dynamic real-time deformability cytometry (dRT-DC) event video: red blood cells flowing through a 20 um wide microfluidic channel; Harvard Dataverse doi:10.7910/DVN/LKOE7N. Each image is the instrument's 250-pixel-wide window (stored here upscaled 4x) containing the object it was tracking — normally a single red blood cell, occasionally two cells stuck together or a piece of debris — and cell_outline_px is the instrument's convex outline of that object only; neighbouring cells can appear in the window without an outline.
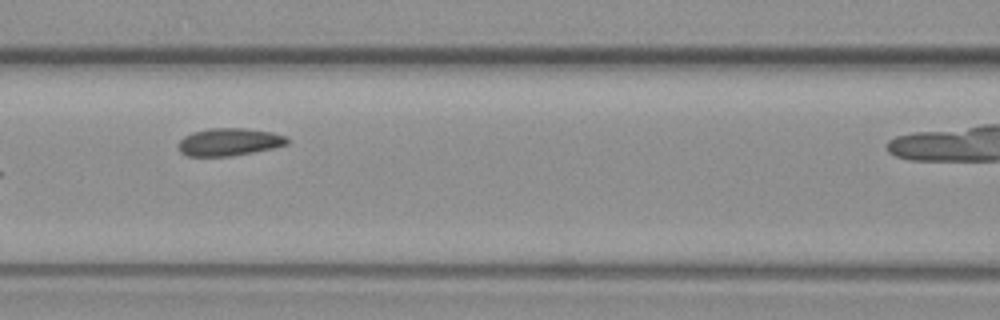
{"species": "common noctule bat (a hibernating species)", "species_latin": "Nyctalus noctula", "temperature_condition": "warm", "stored_images_in_passage": 9, "camera_frame_rate_fps": 3000, "um_per_image_px": 0.085, "animal": {"sex": "female", "body_mass_g": 19.3, "forearm_length_mm": 54.1}, "frame": {"image": 1, "passage_image": 7, "time_ms": 7.667, "image_size_px": [1000, 320], "cell_outline_px": [[292, 140], [288, 144], [276, 148], [232, 156], [188, 156], [180, 152], [176, 148], [180, 140], [184, 136], [192, 132], [208, 128], [244, 128], [272, 132], [288, 136]], "centroid_in_image_um": [19.52, 12.06], "position_along_channel_um": 147.1, "area_um2": 17.92}}